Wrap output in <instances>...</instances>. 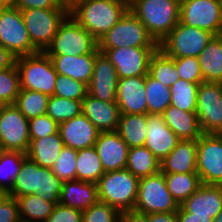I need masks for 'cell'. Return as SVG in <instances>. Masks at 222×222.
<instances>
[{
  "instance_id": "obj_1",
  "label": "cell",
  "mask_w": 222,
  "mask_h": 222,
  "mask_svg": "<svg viewBox=\"0 0 222 222\" xmlns=\"http://www.w3.org/2000/svg\"><path fill=\"white\" fill-rule=\"evenodd\" d=\"M129 10L128 0H82L69 6V14L99 41Z\"/></svg>"
},
{
  "instance_id": "obj_2",
  "label": "cell",
  "mask_w": 222,
  "mask_h": 222,
  "mask_svg": "<svg viewBox=\"0 0 222 222\" xmlns=\"http://www.w3.org/2000/svg\"><path fill=\"white\" fill-rule=\"evenodd\" d=\"M63 184L64 182L52 172V169L41 167L27 156L7 195L17 199L21 196L37 194L45 201L57 204Z\"/></svg>"
},
{
  "instance_id": "obj_3",
  "label": "cell",
  "mask_w": 222,
  "mask_h": 222,
  "mask_svg": "<svg viewBox=\"0 0 222 222\" xmlns=\"http://www.w3.org/2000/svg\"><path fill=\"white\" fill-rule=\"evenodd\" d=\"M129 10L159 44L178 24L180 0H128Z\"/></svg>"
},
{
  "instance_id": "obj_4",
  "label": "cell",
  "mask_w": 222,
  "mask_h": 222,
  "mask_svg": "<svg viewBox=\"0 0 222 222\" xmlns=\"http://www.w3.org/2000/svg\"><path fill=\"white\" fill-rule=\"evenodd\" d=\"M140 178L126 168L105 172L98 180V199L108 203L120 213L135 207Z\"/></svg>"
},
{
  "instance_id": "obj_5",
  "label": "cell",
  "mask_w": 222,
  "mask_h": 222,
  "mask_svg": "<svg viewBox=\"0 0 222 222\" xmlns=\"http://www.w3.org/2000/svg\"><path fill=\"white\" fill-rule=\"evenodd\" d=\"M20 89L54 95L57 72L51 58L45 52L16 57Z\"/></svg>"
},
{
  "instance_id": "obj_6",
  "label": "cell",
  "mask_w": 222,
  "mask_h": 222,
  "mask_svg": "<svg viewBox=\"0 0 222 222\" xmlns=\"http://www.w3.org/2000/svg\"><path fill=\"white\" fill-rule=\"evenodd\" d=\"M97 51L98 41L69 14L44 52L47 55L80 56Z\"/></svg>"
},
{
  "instance_id": "obj_7",
  "label": "cell",
  "mask_w": 222,
  "mask_h": 222,
  "mask_svg": "<svg viewBox=\"0 0 222 222\" xmlns=\"http://www.w3.org/2000/svg\"><path fill=\"white\" fill-rule=\"evenodd\" d=\"M32 45L44 52L69 15V8H30L20 10Z\"/></svg>"
},
{
  "instance_id": "obj_8",
  "label": "cell",
  "mask_w": 222,
  "mask_h": 222,
  "mask_svg": "<svg viewBox=\"0 0 222 222\" xmlns=\"http://www.w3.org/2000/svg\"><path fill=\"white\" fill-rule=\"evenodd\" d=\"M159 47L144 24L128 10L98 41V48Z\"/></svg>"
},
{
  "instance_id": "obj_9",
  "label": "cell",
  "mask_w": 222,
  "mask_h": 222,
  "mask_svg": "<svg viewBox=\"0 0 222 222\" xmlns=\"http://www.w3.org/2000/svg\"><path fill=\"white\" fill-rule=\"evenodd\" d=\"M179 206L167 189L163 172L140 178L136 211L145 214L176 212Z\"/></svg>"
},
{
  "instance_id": "obj_10",
  "label": "cell",
  "mask_w": 222,
  "mask_h": 222,
  "mask_svg": "<svg viewBox=\"0 0 222 222\" xmlns=\"http://www.w3.org/2000/svg\"><path fill=\"white\" fill-rule=\"evenodd\" d=\"M213 36L208 31L178 22L159 43V49L172 58L198 57Z\"/></svg>"
},
{
  "instance_id": "obj_11",
  "label": "cell",
  "mask_w": 222,
  "mask_h": 222,
  "mask_svg": "<svg viewBox=\"0 0 222 222\" xmlns=\"http://www.w3.org/2000/svg\"><path fill=\"white\" fill-rule=\"evenodd\" d=\"M0 45L16 57L39 52L30 41L20 9L0 8Z\"/></svg>"
},
{
  "instance_id": "obj_12",
  "label": "cell",
  "mask_w": 222,
  "mask_h": 222,
  "mask_svg": "<svg viewBox=\"0 0 222 222\" xmlns=\"http://www.w3.org/2000/svg\"><path fill=\"white\" fill-rule=\"evenodd\" d=\"M179 22L212 33L222 34L220 0H180Z\"/></svg>"
},
{
  "instance_id": "obj_13",
  "label": "cell",
  "mask_w": 222,
  "mask_h": 222,
  "mask_svg": "<svg viewBox=\"0 0 222 222\" xmlns=\"http://www.w3.org/2000/svg\"><path fill=\"white\" fill-rule=\"evenodd\" d=\"M0 144L5 151L29 150V120L14 104L0 108Z\"/></svg>"
},
{
  "instance_id": "obj_14",
  "label": "cell",
  "mask_w": 222,
  "mask_h": 222,
  "mask_svg": "<svg viewBox=\"0 0 222 222\" xmlns=\"http://www.w3.org/2000/svg\"><path fill=\"white\" fill-rule=\"evenodd\" d=\"M197 174L203 184L222 185V134L203 133L197 140Z\"/></svg>"
},
{
  "instance_id": "obj_15",
  "label": "cell",
  "mask_w": 222,
  "mask_h": 222,
  "mask_svg": "<svg viewBox=\"0 0 222 222\" xmlns=\"http://www.w3.org/2000/svg\"><path fill=\"white\" fill-rule=\"evenodd\" d=\"M159 47L98 48L115 66L119 79L148 74L152 55Z\"/></svg>"
},
{
  "instance_id": "obj_16",
  "label": "cell",
  "mask_w": 222,
  "mask_h": 222,
  "mask_svg": "<svg viewBox=\"0 0 222 222\" xmlns=\"http://www.w3.org/2000/svg\"><path fill=\"white\" fill-rule=\"evenodd\" d=\"M196 114L203 133L222 134V83L199 84Z\"/></svg>"
},
{
  "instance_id": "obj_17",
  "label": "cell",
  "mask_w": 222,
  "mask_h": 222,
  "mask_svg": "<svg viewBox=\"0 0 222 222\" xmlns=\"http://www.w3.org/2000/svg\"><path fill=\"white\" fill-rule=\"evenodd\" d=\"M118 75L106 55L96 52L93 75L88 84V94L105 102H116Z\"/></svg>"
},
{
  "instance_id": "obj_18",
  "label": "cell",
  "mask_w": 222,
  "mask_h": 222,
  "mask_svg": "<svg viewBox=\"0 0 222 222\" xmlns=\"http://www.w3.org/2000/svg\"><path fill=\"white\" fill-rule=\"evenodd\" d=\"M116 103L121 114H148L145 75L119 79Z\"/></svg>"
},
{
  "instance_id": "obj_19",
  "label": "cell",
  "mask_w": 222,
  "mask_h": 222,
  "mask_svg": "<svg viewBox=\"0 0 222 222\" xmlns=\"http://www.w3.org/2000/svg\"><path fill=\"white\" fill-rule=\"evenodd\" d=\"M144 146L161 162L180 140L165 124L162 114H148Z\"/></svg>"
},
{
  "instance_id": "obj_20",
  "label": "cell",
  "mask_w": 222,
  "mask_h": 222,
  "mask_svg": "<svg viewBox=\"0 0 222 222\" xmlns=\"http://www.w3.org/2000/svg\"><path fill=\"white\" fill-rule=\"evenodd\" d=\"M64 146L82 150L94 146L100 131L82 113L59 124L58 130Z\"/></svg>"
},
{
  "instance_id": "obj_21",
  "label": "cell",
  "mask_w": 222,
  "mask_h": 222,
  "mask_svg": "<svg viewBox=\"0 0 222 222\" xmlns=\"http://www.w3.org/2000/svg\"><path fill=\"white\" fill-rule=\"evenodd\" d=\"M94 147L104 172L126 168L129 147L116 131L100 132Z\"/></svg>"
},
{
  "instance_id": "obj_22",
  "label": "cell",
  "mask_w": 222,
  "mask_h": 222,
  "mask_svg": "<svg viewBox=\"0 0 222 222\" xmlns=\"http://www.w3.org/2000/svg\"><path fill=\"white\" fill-rule=\"evenodd\" d=\"M82 114L100 131L117 130L121 112L116 102H105L87 94L82 100Z\"/></svg>"
},
{
  "instance_id": "obj_23",
  "label": "cell",
  "mask_w": 222,
  "mask_h": 222,
  "mask_svg": "<svg viewBox=\"0 0 222 222\" xmlns=\"http://www.w3.org/2000/svg\"><path fill=\"white\" fill-rule=\"evenodd\" d=\"M187 212L210 216L212 219L222 210V185L201 184V186L180 204Z\"/></svg>"
},
{
  "instance_id": "obj_24",
  "label": "cell",
  "mask_w": 222,
  "mask_h": 222,
  "mask_svg": "<svg viewBox=\"0 0 222 222\" xmlns=\"http://www.w3.org/2000/svg\"><path fill=\"white\" fill-rule=\"evenodd\" d=\"M163 173H197V140H179L160 162Z\"/></svg>"
},
{
  "instance_id": "obj_25",
  "label": "cell",
  "mask_w": 222,
  "mask_h": 222,
  "mask_svg": "<svg viewBox=\"0 0 222 222\" xmlns=\"http://www.w3.org/2000/svg\"><path fill=\"white\" fill-rule=\"evenodd\" d=\"M48 56L57 74L73 78L88 86L92 79L96 54Z\"/></svg>"
},
{
  "instance_id": "obj_26",
  "label": "cell",
  "mask_w": 222,
  "mask_h": 222,
  "mask_svg": "<svg viewBox=\"0 0 222 222\" xmlns=\"http://www.w3.org/2000/svg\"><path fill=\"white\" fill-rule=\"evenodd\" d=\"M99 201L97 184L93 182L70 180L63 184L59 203L84 211Z\"/></svg>"
},
{
  "instance_id": "obj_27",
  "label": "cell",
  "mask_w": 222,
  "mask_h": 222,
  "mask_svg": "<svg viewBox=\"0 0 222 222\" xmlns=\"http://www.w3.org/2000/svg\"><path fill=\"white\" fill-rule=\"evenodd\" d=\"M162 115L165 124L180 140H198L203 134L196 112H186L170 105Z\"/></svg>"
},
{
  "instance_id": "obj_28",
  "label": "cell",
  "mask_w": 222,
  "mask_h": 222,
  "mask_svg": "<svg viewBox=\"0 0 222 222\" xmlns=\"http://www.w3.org/2000/svg\"><path fill=\"white\" fill-rule=\"evenodd\" d=\"M64 143L58 133L46 138L30 139L27 156L44 168H52L60 156Z\"/></svg>"
},
{
  "instance_id": "obj_29",
  "label": "cell",
  "mask_w": 222,
  "mask_h": 222,
  "mask_svg": "<svg viewBox=\"0 0 222 222\" xmlns=\"http://www.w3.org/2000/svg\"><path fill=\"white\" fill-rule=\"evenodd\" d=\"M198 59L204 82L222 83V34L211 38Z\"/></svg>"
},
{
  "instance_id": "obj_30",
  "label": "cell",
  "mask_w": 222,
  "mask_h": 222,
  "mask_svg": "<svg viewBox=\"0 0 222 222\" xmlns=\"http://www.w3.org/2000/svg\"><path fill=\"white\" fill-rule=\"evenodd\" d=\"M148 114H121L116 132L129 148L144 146Z\"/></svg>"
},
{
  "instance_id": "obj_31",
  "label": "cell",
  "mask_w": 222,
  "mask_h": 222,
  "mask_svg": "<svg viewBox=\"0 0 222 222\" xmlns=\"http://www.w3.org/2000/svg\"><path fill=\"white\" fill-rule=\"evenodd\" d=\"M126 169L138 178L156 174L160 171V162L145 147L128 149Z\"/></svg>"
},
{
  "instance_id": "obj_32",
  "label": "cell",
  "mask_w": 222,
  "mask_h": 222,
  "mask_svg": "<svg viewBox=\"0 0 222 222\" xmlns=\"http://www.w3.org/2000/svg\"><path fill=\"white\" fill-rule=\"evenodd\" d=\"M104 173L94 146L77 151L76 180L97 183Z\"/></svg>"
},
{
  "instance_id": "obj_33",
  "label": "cell",
  "mask_w": 222,
  "mask_h": 222,
  "mask_svg": "<svg viewBox=\"0 0 222 222\" xmlns=\"http://www.w3.org/2000/svg\"><path fill=\"white\" fill-rule=\"evenodd\" d=\"M21 222H45L55 206L37 194L17 198Z\"/></svg>"
},
{
  "instance_id": "obj_34",
  "label": "cell",
  "mask_w": 222,
  "mask_h": 222,
  "mask_svg": "<svg viewBox=\"0 0 222 222\" xmlns=\"http://www.w3.org/2000/svg\"><path fill=\"white\" fill-rule=\"evenodd\" d=\"M164 177L168 191L179 205L202 184L197 173H164Z\"/></svg>"
},
{
  "instance_id": "obj_35",
  "label": "cell",
  "mask_w": 222,
  "mask_h": 222,
  "mask_svg": "<svg viewBox=\"0 0 222 222\" xmlns=\"http://www.w3.org/2000/svg\"><path fill=\"white\" fill-rule=\"evenodd\" d=\"M145 93L148 114H163L170 106L172 96L169 87L149 74L145 75Z\"/></svg>"
},
{
  "instance_id": "obj_36",
  "label": "cell",
  "mask_w": 222,
  "mask_h": 222,
  "mask_svg": "<svg viewBox=\"0 0 222 222\" xmlns=\"http://www.w3.org/2000/svg\"><path fill=\"white\" fill-rule=\"evenodd\" d=\"M148 74L168 87L180 79L173 58L159 48L150 59Z\"/></svg>"
},
{
  "instance_id": "obj_37",
  "label": "cell",
  "mask_w": 222,
  "mask_h": 222,
  "mask_svg": "<svg viewBox=\"0 0 222 222\" xmlns=\"http://www.w3.org/2000/svg\"><path fill=\"white\" fill-rule=\"evenodd\" d=\"M26 153L5 151L0 154V189L6 194L12 189L17 174L20 172Z\"/></svg>"
},
{
  "instance_id": "obj_38",
  "label": "cell",
  "mask_w": 222,
  "mask_h": 222,
  "mask_svg": "<svg viewBox=\"0 0 222 222\" xmlns=\"http://www.w3.org/2000/svg\"><path fill=\"white\" fill-rule=\"evenodd\" d=\"M49 97L38 91L20 89L14 105L29 120L46 114Z\"/></svg>"
},
{
  "instance_id": "obj_39",
  "label": "cell",
  "mask_w": 222,
  "mask_h": 222,
  "mask_svg": "<svg viewBox=\"0 0 222 222\" xmlns=\"http://www.w3.org/2000/svg\"><path fill=\"white\" fill-rule=\"evenodd\" d=\"M198 86L197 83L177 80L169 87L172 96L170 105L186 112H196Z\"/></svg>"
},
{
  "instance_id": "obj_40",
  "label": "cell",
  "mask_w": 222,
  "mask_h": 222,
  "mask_svg": "<svg viewBox=\"0 0 222 222\" xmlns=\"http://www.w3.org/2000/svg\"><path fill=\"white\" fill-rule=\"evenodd\" d=\"M82 113V101L50 96L47 112L58 124L70 120Z\"/></svg>"
},
{
  "instance_id": "obj_41",
  "label": "cell",
  "mask_w": 222,
  "mask_h": 222,
  "mask_svg": "<svg viewBox=\"0 0 222 222\" xmlns=\"http://www.w3.org/2000/svg\"><path fill=\"white\" fill-rule=\"evenodd\" d=\"M20 91L19 72L14 64L8 69L0 71V104H15Z\"/></svg>"
},
{
  "instance_id": "obj_42",
  "label": "cell",
  "mask_w": 222,
  "mask_h": 222,
  "mask_svg": "<svg viewBox=\"0 0 222 222\" xmlns=\"http://www.w3.org/2000/svg\"><path fill=\"white\" fill-rule=\"evenodd\" d=\"M87 94L88 86L85 83L58 74L54 89L55 96L82 101Z\"/></svg>"
},
{
  "instance_id": "obj_43",
  "label": "cell",
  "mask_w": 222,
  "mask_h": 222,
  "mask_svg": "<svg viewBox=\"0 0 222 222\" xmlns=\"http://www.w3.org/2000/svg\"><path fill=\"white\" fill-rule=\"evenodd\" d=\"M77 150L64 146L54 163L52 172L63 182L76 180Z\"/></svg>"
},
{
  "instance_id": "obj_44",
  "label": "cell",
  "mask_w": 222,
  "mask_h": 222,
  "mask_svg": "<svg viewBox=\"0 0 222 222\" xmlns=\"http://www.w3.org/2000/svg\"><path fill=\"white\" fill-rule=\"evenodd\" d=\"M82 222H120V212L99 200L83 211Z\"/></svg>"
},
{
  "instance_id": "obj_45",
  "label": "cell",
  "mask_w": 222,
  "mask_h": 222,
  "mask_svg": "<svg viewBox=\"0 0 222 222\" xmlns=\"http://www.w3.org/2000/svg\"><path fill=\"white\" fill-rule=\"evenodd\" d=\"M177 73L180 79L192 82V83H203V73L200 67L198 57H181L173 58Z\"/></svg>"
},
{
  "instance_id": "obj_46",
  "label": "cell",
  "mask_w": 222,
  "mask_h": 222,
  "mask_svg": "<svg viewBox=\"0 0 222 222\" xmlns=\"http://www.w3.org/2000/svg\"><path fill=\"white\" fill-rule=\"evenodd\" d=\"M58 130L59 124L47 114L29 119L30 139L46 138L58 133Z\"/></svg>"
},
{
  "instance_id": "obj_47",
  "label": "cell",
  "mask_w": 222,
  "mask_h": 222,
  "mask_svg": "<svg viewBox=\"0 0 222 222\" xmlns=\"http://www.w3.org/2000/svg\"><path fill=\"white\" fill-rule=\"evenodd\" d=\"M82 214L81 210L57 203L45 222H82Z\"/></svg>"
},
{
  "instance_id": "obj_48",
  "label": "cell",
  "mask_w": 222,
  "mask_h": 222,
  "mask_svg": "<svg viewBox=\"0 0 222 222\" xmlns=\"http://www.w3.org/2000/svg\"><path fill=\"white\" fill-rule=\"evenodd\" d=\"M0 222H21L16 198L6 195L0 201Z\"/></svg>"
},
{
  "instance_id": "obj_49",
  "label": "cell",
  "mask_w": 222,
  "mask_h": 222,
  "mask_svg": "<svg viewBox=\"0 0 222 222\" xmlns=\"http://www.w3.org/2000/svg\"><path fill=\"white\" fill-rule=\"evenodd\" d=\"M16 7L20 10L30 8H69L60 0H17Z\"/></svg>"
},
{
  "instance_id": "obj_50",
  "label": "cell",
  "mask_w": 222,
  "mask_h": 222,
  "mask_svg": "<svg viewBox=\"0 0 222 222\" xmlns=\"http://www.w3.org/2000/svg\"><path fill=\"white\" fill-rule=\"evenodd\" d=\"M178 222H213L210 216L195 215L187 212L181 205L177 211Z\"/></svg>"
},
{
  "instance_id": "obj_51",
  "label": "cell",
  "mask_w": 222,
  "mask_h": 222,
  "mask_svg": "<svg viewBox=\"0 0 222 222\" xmlns=\"http://www.w3.org/2000/svg\"><path fill=\"white\" fill-rule=\"evenodd\" d=\"M120 222H149L148 214L136 211L135 209L127 210L120 213Z\"/></svg>"
},
{
  "instance_id": "obj_52",
  "label": "cell",
  "mask_w": 222,
  "mask_h": 222,
  "mask_svg": "<svg viewBox=\"0 0 222 222\" xmlns=\"http://www.w3.org/2000/svg\"><path fill=\"white\" fill-rule=\"evenodd\" d=\"M16 63V56L0 45V71L12 67Z\"/></svg>"
},
{
  "instance_id": "obj_53",
  "label": "cell",
  "mask_w": 222,
  "mask_h": 222,
  "mask_svg": "<svg viewBox=\"0 0 222 222\" xmlns=\"http://www.w3.org/2000/svg\"><path fill=\"white\" fill-rule=\"evenodd\" d=\"M149 222H178L176 212H158L148 214Z\"/></svg>"
},
{
  "instance_id": "obj_54",
  "label": "cell",
  "mask_w": 222,
  "mask_h": 222,
  "mask_svg": "<svg viewBox=\"0 0 222 222\" xmlns=\"http://www.w3.org/2000/svg\"><path fill=\"white\" fill-rule=\"evenodd\" d=\"M17 0H0V8L16 7Z\"/></svg>"
},
{
  "instance_id": "obj_55",
  "label": "cell",
  "mask_w": 222,
  "mask_h": 222,
  "mask_svg": "<svg viewBox=\"0 0 222 222\" xmlns=\"http://www.w3.org/2000/svg\"><path fill=\"white\" fill-rule=\"evenodd\" d=\"M213 222H222V210L221 212L215 217Z\"/></svg>"
},
{
  "instance_id": "obj_56",
  "label": "cell",
  "mask_w": 222,
  "mask_h": 222,
  "mask_svg": "<svg viewBox=\"0 0 222 222\" xmlns=\"http://www.w3.org/2000/svg\"><path fill=\"white\" fill-rule=\"evenodd\" d=\"M63 4L70 6L75 0H60Z\"/></svg>"
},
{
  "instance_id": "obj_57",
  "label": "cell",
  "mask_w": 222,
  "mask_h": 222,
  "mask_svg": "<svg viewBox=\"0 0 222 222\" xmlns=\"http://www.w3.org/2000/svg\"><path fill=\"white\" fill-rule=\"evenodd\" d=\"M7 194L0 189V201L6 196Z\"/></svg>"
},
{
  "instance_id": "obj_58",
  "label": "cell",
  "mask_w": 222,
  "mask_h": 222,
  "mask_svg": "<svg viewBox=\"0 0 222 222\" xmlns=\"http://www.w3.org/2000/svg\"><path fill=\"white\" fill-rule=\"evenodd\" d=\"M2 151H3V149H2L1 144H0V154H1Z\"/></svg>"
}]
</instances>
